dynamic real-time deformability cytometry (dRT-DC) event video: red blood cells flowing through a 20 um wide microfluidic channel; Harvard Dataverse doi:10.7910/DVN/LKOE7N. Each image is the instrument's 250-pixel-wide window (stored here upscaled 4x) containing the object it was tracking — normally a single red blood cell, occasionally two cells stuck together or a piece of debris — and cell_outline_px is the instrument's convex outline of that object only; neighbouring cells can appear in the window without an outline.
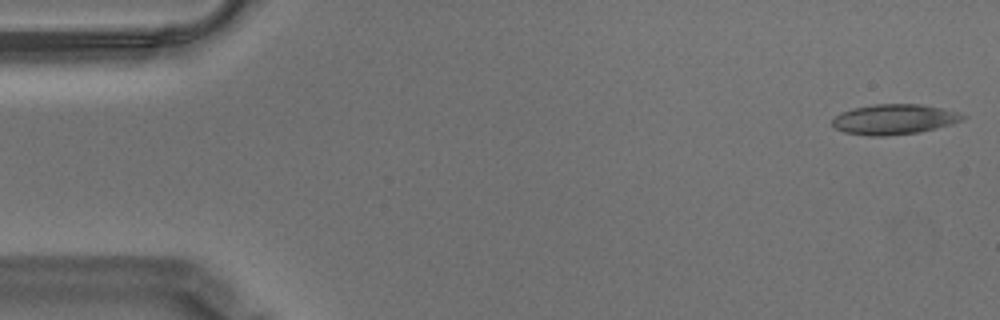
{"species": "Egyptian fruit bat (a non-hibernating species)", "species_latin": "Rousettus aegyptiacus", "temperature_condition": "warm", "stored_images_in_passage": 56, "camera_frame_rate_fps": 3000, "um_per_image_px": 0.085, "animal": {"sex": "male"}, "frame": {"image": 1, "passage_image": 1, "time_ms": 0.0, "image_size_px": [1000, 320], "cell_outline_px": [[968, 116], [952, 124], [920, 132], [884, 136], [868, 136], [844, 132], [836, 128], [832, 124], [832, 120], [840, 112], [852, 108], [872, 104], [920, 104], [940, 108], [956, 112]], "centroid_in_image_um": [75.97, 10.14], "position_along_channel_um": 9.0, "area_um2": 22.89}}
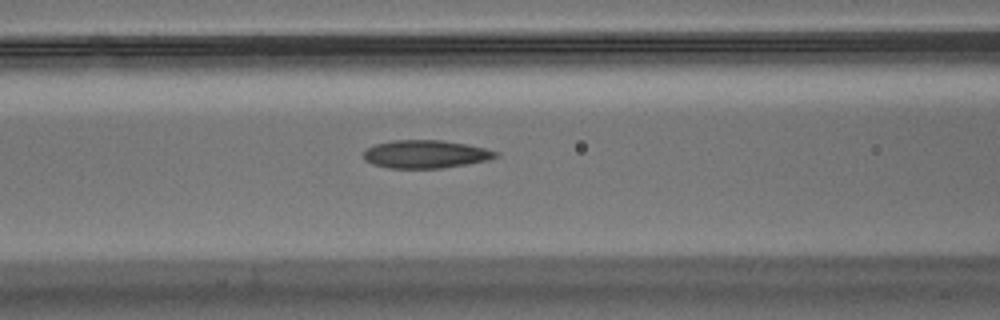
{"frame": {"image": 2, "passage_image": 22, "time_ms": 7.0, "image_size_px": [1000, 320], "cell_outline_px": [[500, 156], [488, 160], [468, 164], [440, 168], [388, 168], [372, 164], [364, 160], [364, 148], [376, 144], [392, 140], [444, 140], [484, 148], [500, 152]], "centroid_in_image_um": [36.17, 13.1], "position_along_channel_um": 130.4, "area_um2": 21.73}}
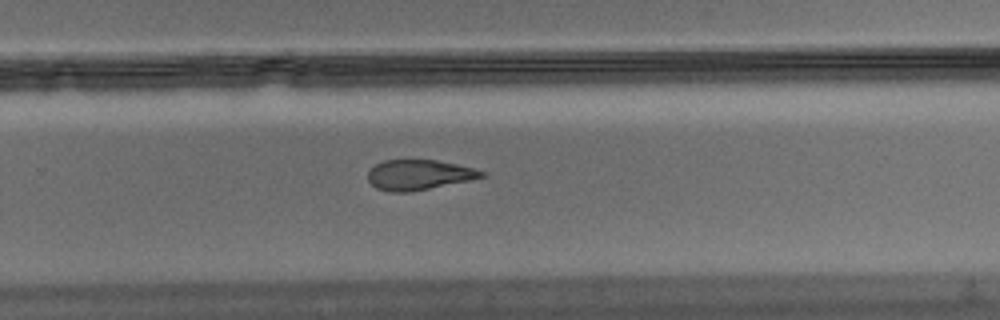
{"frame": {"image": 3, "passage_image": 36, "time_ms": 11.667, "image_size_px": [1000, 320], "cell_outline_px": [[488, 176], [408, 192], [392, 192], [376, 188], [368, 180], [368, 172], [376, 164], [384, 160], [436, 160], [456, 164], [488, 172]], "centroid_in_image_um": [35.61, 14.85], "position_along_channel_um": 294.2, "area_um2": 19.71}, "authors_computed_cell_mechanics": {"area_um2": 22.1952, "velocity_mm_per_s": 3.5168, "shape_relaxation_time_tau1_ms": null, "shape_relaxation_time_tau2_ms": 2.6442, "deformation_change_tau1": null, "deformation_change_tau2": 0.0941}}